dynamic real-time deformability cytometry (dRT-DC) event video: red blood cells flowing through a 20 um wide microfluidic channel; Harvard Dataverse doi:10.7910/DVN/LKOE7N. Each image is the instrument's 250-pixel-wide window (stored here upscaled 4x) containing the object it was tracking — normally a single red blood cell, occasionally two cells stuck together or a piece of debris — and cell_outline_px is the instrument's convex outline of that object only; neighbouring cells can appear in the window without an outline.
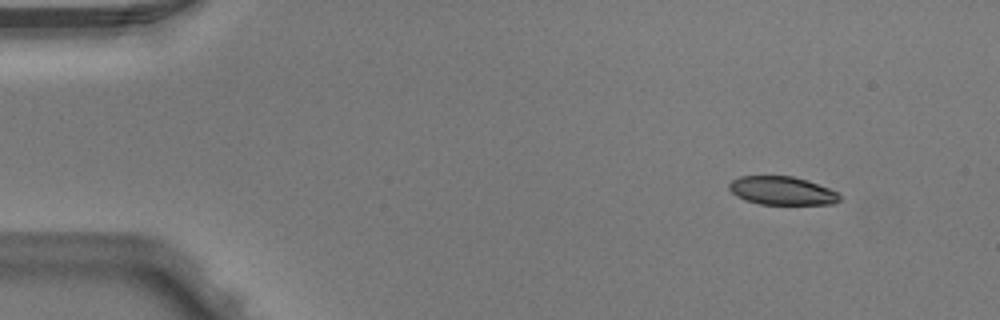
{"species": "Egyptian fruit bat (a non-hibernating species)", "species_latin": "Rousettus aegyptiacus", "temperature_condition": "warm", "stored_images_in_passage": 5, "camera_frame_rate_fps": 3000, "um_per_image_px": 0.085, "animal": {"sex": "male"}, "frame": {"image": 1, "passage_image": 1, "time_ms": 0.0, "image_size_px": [1000, 320], "cell_outline_px": [[840, 200], [832, 204], [760, 204], [744, 200], [736, 196], [728, 188], [728, 184], [732, 180], [740, 176], [792, 176], [808, 180], [828, 188], [836, 192], [840, 196]], "centroid_in_image_um": [66.44, 16.21], "position_along_channel_um": 18.6, "area_um2": 18.26}}
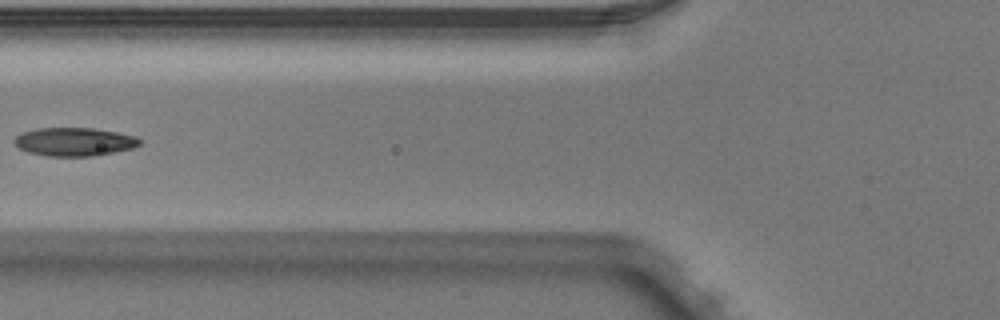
{"frame": {"image": 2, "passage_image": 5, "time_ms": 1.333, "image_size_px": [1000, 320], "cell_outline_px": [[140, 144], [132, 148], [92, 156], [48, 156], [28, 152], [20, 148], [12, 140], [16, 136], [24, 132], [36, 128], [92, 128], [116, 132], [136, 136], [140, 140]], "centroid_in_image_um": [6.3, 12.04], "position_along_channel_um": 119.5, "area_um2": 20.52}}